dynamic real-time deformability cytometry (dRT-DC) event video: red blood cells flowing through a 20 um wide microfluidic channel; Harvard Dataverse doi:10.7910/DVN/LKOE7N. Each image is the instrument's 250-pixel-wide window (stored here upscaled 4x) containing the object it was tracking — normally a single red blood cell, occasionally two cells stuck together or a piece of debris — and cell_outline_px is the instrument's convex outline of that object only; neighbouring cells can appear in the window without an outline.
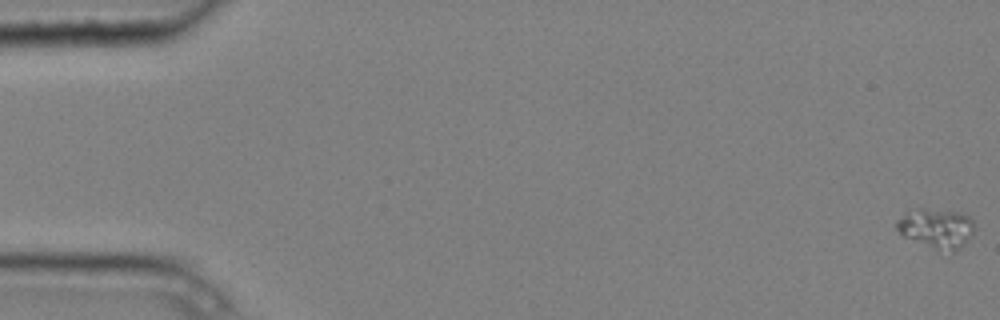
{"species": "common noctule bat (a hibernating species)", "species_latin": "Nyctalus noctula", "temperature_condition": "cold", "stored_images_in_passage": 5, "camera_frame_rate_fps": 3000, "um_per_image_px": 0.085, "animal": {"sex": "male", "body_mass_g": 20.4}, "frame": {"image": 1, "passage_image": 1, "time_ms": 0.0, "image_size_px": [1000, 320], "cell_outline_px": [[976, 228], [964, 244], [952, 252], [904, 236], [896, 228], [896, 220], [908, 212], [920, 208], [924, 208], [956, 212], [968, 216], [972, 220]], "centroid_in_image_um": [79.62, 19.36], "position_along_channel_um": 5.4, "area_um2": 17.17}}
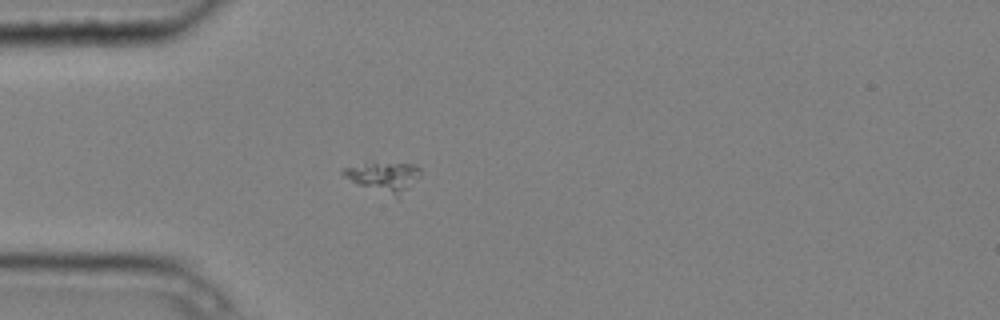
{"frame": {"image": 2, "passage_image": 5, "time_ms": 1.333, "image_size_px": [1000, 320], "cell_outline_px": [[420, 176], [400, 200], [396, 200], [356, 184], [344, 176], [340, 172], [344, 168], [372, 160], [416, 164], [420, 168]], "centroid_in_image_um": [32.65, 15.05], "position_along_channel_um": 52.3, "area_um2": 14.68}}